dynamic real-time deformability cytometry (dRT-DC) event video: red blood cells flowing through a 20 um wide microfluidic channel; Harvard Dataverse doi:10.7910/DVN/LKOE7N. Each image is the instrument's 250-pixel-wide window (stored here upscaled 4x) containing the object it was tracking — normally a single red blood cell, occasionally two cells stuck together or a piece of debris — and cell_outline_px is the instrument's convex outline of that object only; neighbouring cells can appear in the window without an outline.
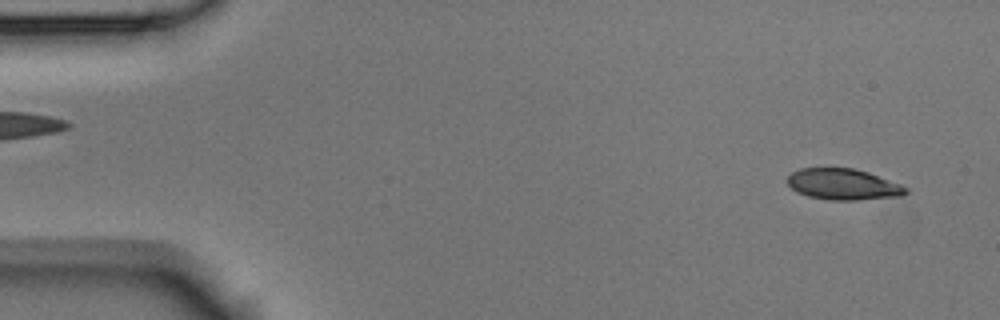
{"species": "Egyptian fruit bat (a non-hibernating species)", "species_latin": "Rousettus aegyptiacus", "temperature_condition": "room temperature", "stored_images_in_passage": 53, "camera_frame_rate_fps": 3000, "um_per_image_px": 0.085, "animal": {"sex": "male"}, "frame": {"image": 1, "passage_image": 3, "time_ms": 0.667, "image_size_px": [1000, 320], "cell_outline_px": [[908, 192], [904, 196], [860, 200], [828, 200], [808, 196], [796, 192], [788, 184], [788, 176], [792, 172], [800, 168], [852, 168], [868, 172], [900, 184], [908, 188]], "centroid_in_image_um": [71.69, 15.68], "position_along_channel_um": 13.3, "area_um2": 21.56}}
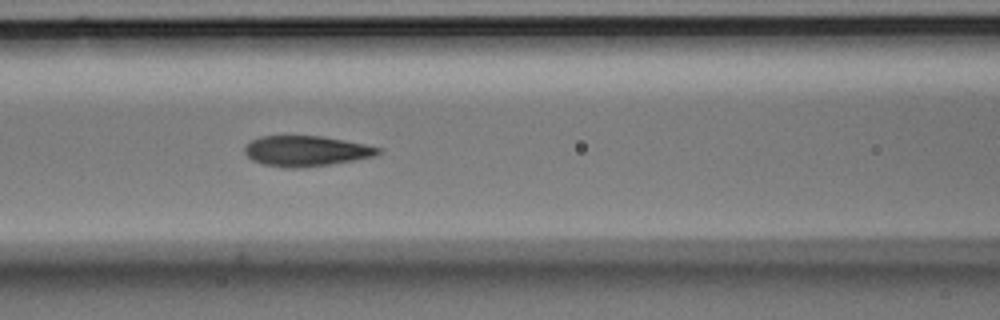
{"frame": {"image": 2, "passage_image": 22, "time_ms": 7.0, "image_size_px": [1000, 320], "cell_outline_px": [[384, 148], [376, 156], [328, 164], [292, 168], [264, 164], [252, 160], [244, 152], [244, 148], [252, 140], [260, 136], [324, 136]], "centroid_in_image_um": [26.04, 12.82], "position_along_channel_um": 140.6, "area_um2": 23.35}}
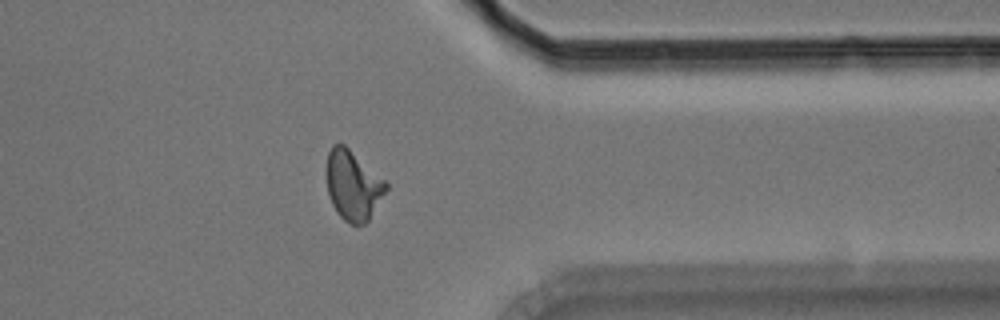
{"frame": {"image": 3, "passage_image": 42, "time_ms": 13.667, "image_size_px": [1000, 320], "cell_outline_px": [[388, 188], [368, 220], [364, 224], [352, 224], [344, 220], [336, 212], [332, 204], [328, 192], [328, 152], [332, 144], [344, 144], [384, 180], [388, 184]], "centroid_in_image_um": [30.01, 15.76], "position_along_channel_um": 381.4, "area_um2": 23.52}, "authors_computed_cell_mechanics": {"area_um2": 23.3512, "velocity_mm_per_s": 3.7495, "shape_relaxation_time_tau1_ms": 4.6098, "shape_relaxation_time_tau2_ms": 1.243, "deformation_change_tau1": 0.1743, "deformation_change_tau2": 0.0735}}